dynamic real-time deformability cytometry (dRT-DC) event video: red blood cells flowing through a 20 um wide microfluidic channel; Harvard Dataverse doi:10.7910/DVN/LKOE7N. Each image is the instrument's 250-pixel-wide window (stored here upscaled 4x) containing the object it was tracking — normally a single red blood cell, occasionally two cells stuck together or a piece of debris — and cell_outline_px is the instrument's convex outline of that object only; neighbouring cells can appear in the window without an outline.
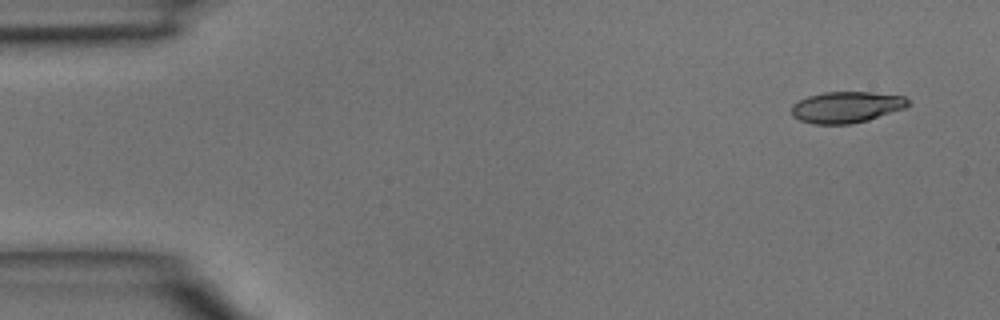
{"species": "common noctule bat (a hibernating species)", "species_latin": "Nyctalus noctula", "temperature_condition": "room temperature", "stored_images_in_passage": 4, "camera_frame_rate_fps": 3000, "um_per_image_px": 0.085, "animal": {"sex": "male", "body_mass_g": 15.6}, "frame": {"image": 1, "passage_image": 1, "time_ms": 0.0, "image_size_px": [1000, 320], "cell_outline_px": [[908, 104], [904, 108], [868, 120], [852, 124], [812, 124], [800, 120], [792, 116], [792, 104], [808, 96], [824, 92], [872, 92], [904, 96], [908, 100]], "centroid_in_image_um": [71.92, 9.11], "position_along_channel_um": 13.1, "area_um2": 21.15}}
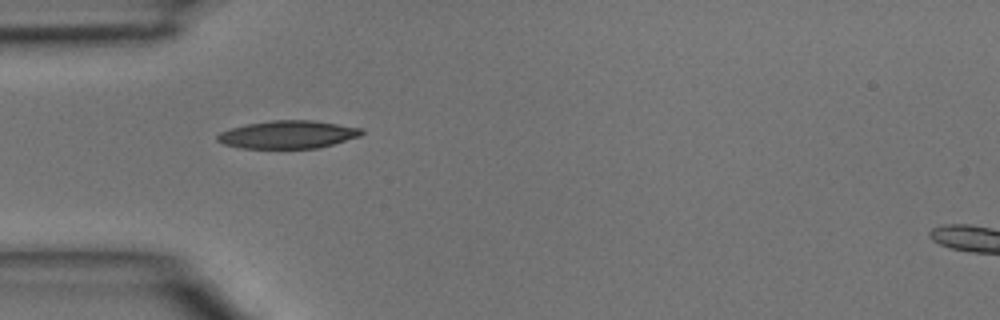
{"frame": {"image": 2, "passage_image": 4, "time_ms": 1.0, "image_size_px": [1000, 320], "cell_outline_px": [[364, 132], [360, 136], [332, 144], [316, 148], [240, 148], [224, 144], [216, 140], [216, 136], [220, 132], [232, 128], [248, 124], [272, 120], [312, 120], [364, 128]], "centroid_in_image_um": [24.48, 11.43], "position_along_channel_um": 60.5, "area_um2": 23.29}}